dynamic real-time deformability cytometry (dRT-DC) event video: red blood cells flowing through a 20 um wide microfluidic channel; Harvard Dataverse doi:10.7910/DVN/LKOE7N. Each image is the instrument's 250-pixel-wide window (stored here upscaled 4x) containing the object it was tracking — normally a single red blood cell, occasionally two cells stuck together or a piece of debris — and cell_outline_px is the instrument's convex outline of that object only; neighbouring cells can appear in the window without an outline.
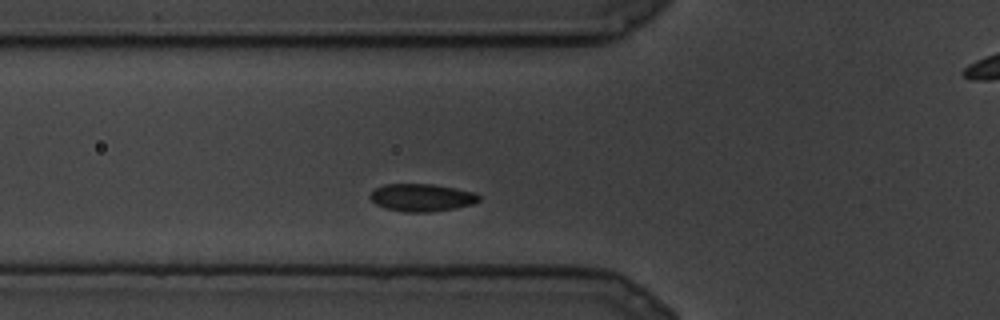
{"species": "common noctule bat (a hibernating species)", "species_latin": "Nyctalus noctula", "temperature_condition": "cold", "stored_images_in_passage": 7, "segment_of_instrument_passage": [1, 2], "camera_frame_rate_fps": 3000, "um_per_image_px": 0.085, "animal": {"sex": "male", "body_mass_g": 19.5, "forearm_length_mm": 54.6}, "frame": {"image": 1, "passage_image": 2, "time_ms": 0.333, "image_size_px": [1000, 320], "cell_outline_px": [[480, 200], [472, 204], [456, 208], [428, 212], [408, 212], [388, 208], [376, 204], [368, 196], [372, 188], [384, 184], [432, 184], [456, 188], [476, 192], [480, 196]], "centroid_in_image_um": [35.84, 16.77], "position_along_channel_um": 90.0, "area_um2": 17.57}}
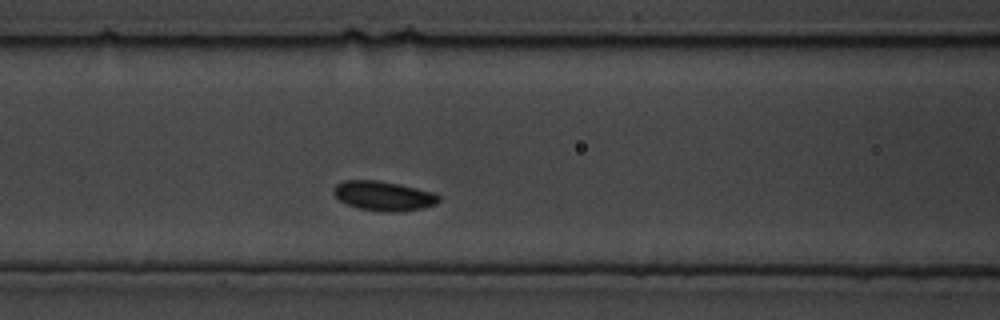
{"frame": {"image": 2, "passage_image": 4, "time_ms": 1.0, "image_size_px": [1000, 320], "cell_outline_px": [[440, 200], [436, 204], [424, 208], [396, 212], [380, 212], [360, 208], [348, 204], [340, 200], [332, 192], [336, 184], [344, 180], [376, 180], [400, 184], [436, 192], [440, 196]], "centroid_in_image_um": [32.65, 16.65], "position_along_channel_um": 134.0, "area_um2": 18.26}}
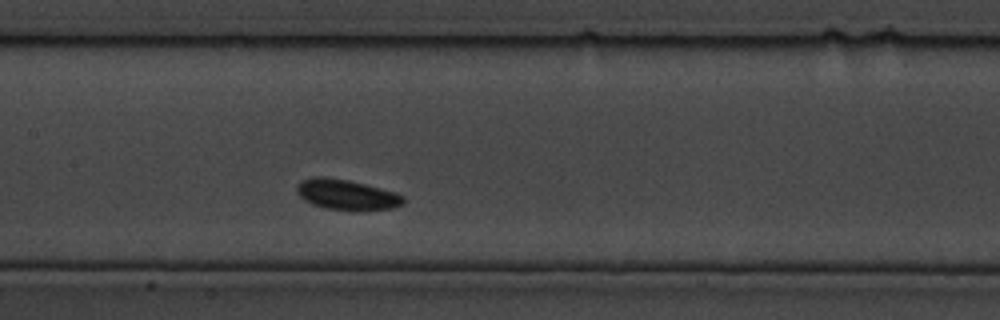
{"frame": {"image": 3, "passage_image": 6, "time_ms": 1.667, "image_size_px": [1000, 320], "cell_outline_px": [[404, 204], [392, 208], [324, 208], [312, 204], [304, 200], [296, 192], [296, 184], [300, 180], [312, 176], [324, 176], [348, 180], [396, 192], [404, 196]], "centroid_in_image_um": [29.39, 16.49], "position_along_channel_um": 178.0, "area_um2": 18.38}}